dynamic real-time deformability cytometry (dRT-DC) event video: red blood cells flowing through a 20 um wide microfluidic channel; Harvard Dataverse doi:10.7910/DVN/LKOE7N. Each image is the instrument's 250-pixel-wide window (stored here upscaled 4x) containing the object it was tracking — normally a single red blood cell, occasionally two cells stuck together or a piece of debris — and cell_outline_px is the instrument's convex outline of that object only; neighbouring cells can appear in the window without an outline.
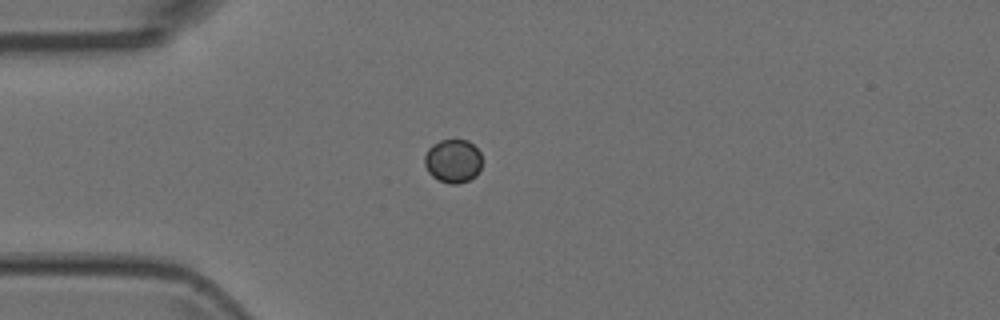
{"species": "Egyptian fruit bat (a non-hibernating species)", "species_latin": "Rousettus aegyptiacus", "temperature_condition": "room temperature", "stored_images_in_passage": 4, "camera_frame_rate_fps": 3000, "um_per_image_px": 0.085, "animal": {"sex": "female"}, "frame": {"image": 1, "passage_image": 1, "time_ms": 0.0, "image_size_px": [1000, 320], "cell_outline_px": [[480, 168], [476, 176], [468, 180], [456, 184], [448, 184], [432, 176], [428, 172], [424, 164], [424, 156], [428, 148], [432, 144], [440, 140], [468, 140], [480, 152]], "centroid_in_image_um": [38.48, 13.68], "position_along_channel_um": 46.5, "area_um2": 14.57}}
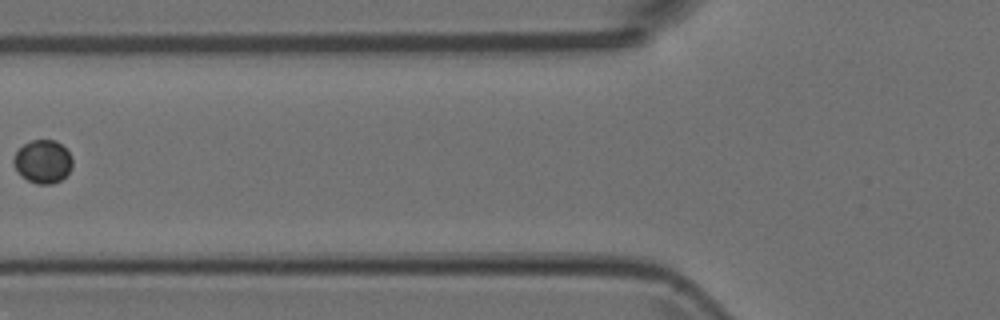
{"frame": {"image": 2, "passage_image": 3, "time_ms": 0.667, "image_size_px": [1000, 320], "cell_outline_px": [[72, 168], [60, 180], [52, 184], [36, 184], [20, 176], [12, 160], [16, 152], [24, 144], [32, 140], [56, 140], [68, 152], [72, 160]], "centroid_in_image_um": [3.63, 13.74], "position_along_channel_um": 122.2, "area_um2": 14.68}}
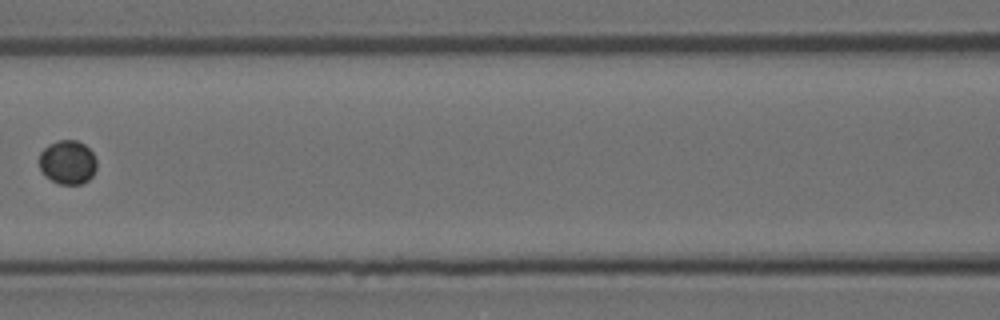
{"frame": {"image": 3, "passage_image": 4, "time_ms": 1.0, "image_size_px": [1000, 320], "cell_outline_px": [[96, 168], [92, 176], [84, 184], [60, 184], [44, 176], [40, 172], [40, 152], [48, 144], [60, 140], [76, 140], [84, 144], [92, 152], [96, 160]], "centroid_in_image_um": [5.74, 13.8], "position_along_channel_um": 160.9, "area_um2": 14.8}}